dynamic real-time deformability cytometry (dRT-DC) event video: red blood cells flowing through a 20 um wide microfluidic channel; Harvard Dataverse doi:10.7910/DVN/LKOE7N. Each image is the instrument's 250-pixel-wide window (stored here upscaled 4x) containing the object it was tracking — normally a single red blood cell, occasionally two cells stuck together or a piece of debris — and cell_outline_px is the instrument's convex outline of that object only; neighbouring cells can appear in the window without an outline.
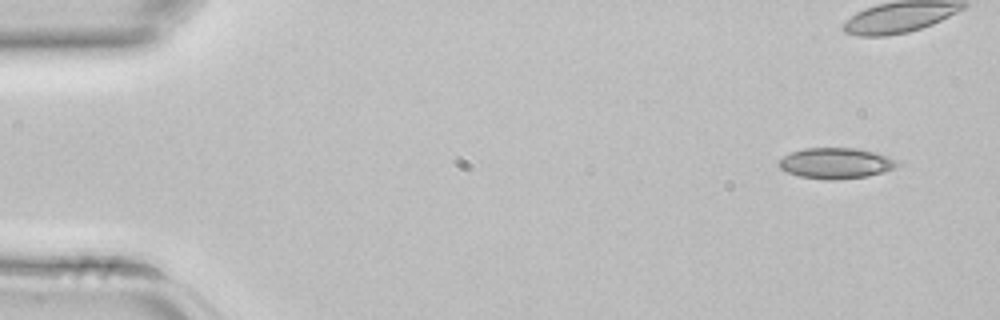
{"species": "common noctule bat (a hibernating species)", "species_latin": "Nyctalus noctula", "temperature_condition": "room temperature", "stored_images_in_passage": 4, "camera_frame_rate_fps": 3000, "um_per_image_px": 0.085, "animal": {"sex": "female", "body_mass_g": 22.7, "forearm_length_mm": 54.2}, "frame": {"image": 1, "passage_image": 1, "time_ms": 0.0, "image_size_px": [1000, 320], "cell_outline_px": [[900, 164], [892, 168], [868, 176], [836, 180], [824, 180], [800, 176], [788, 172], [780, 168], [776, 164], [784, 156], [792, 152], [804, 148], [860, 148], [888, 156], [896, 160]], "centroid_in_image_um": [71.03, 13.87], "position_along_channel_um": 14.0, "area_um2": 21.15}}